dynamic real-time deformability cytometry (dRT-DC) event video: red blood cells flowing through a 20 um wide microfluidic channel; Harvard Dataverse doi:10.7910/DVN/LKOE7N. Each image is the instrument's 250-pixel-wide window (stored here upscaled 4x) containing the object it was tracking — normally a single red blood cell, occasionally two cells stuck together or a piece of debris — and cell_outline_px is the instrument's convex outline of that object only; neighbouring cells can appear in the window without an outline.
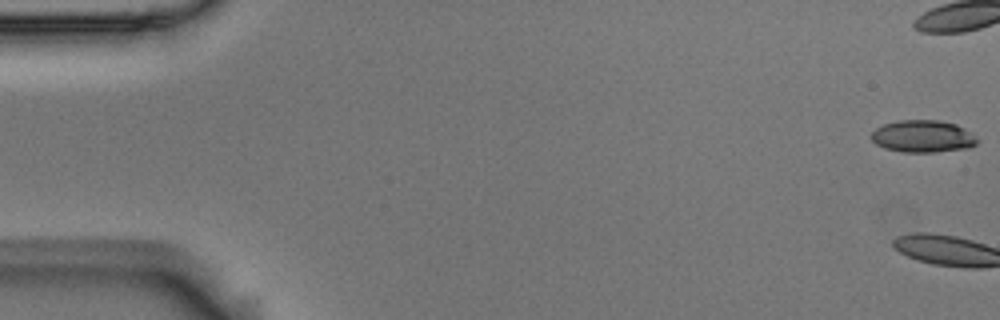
{"species": "Egyptian fruit bat (a non-hibernating species)", "species_latin": "Rousettus aegyptiacus", "temperature_condition": "room temperature", "stored_images_in_passage": 4, "camera_frame_rate_fps": 3000, "um_per_image_px": 0.085, "animal": {"sex": "male"}, "frame": {"image": 1, "passage_image": 1, "time_ms": 0.0, "image_size_px": [1000, 320], "cell_outline_px": [[980, 140], [976, 144], [968, 148], [936, 152], [904, 152], [884, 148], [876, 144], [872, 140], [872, 132], [876, 128], [884, 124], [900, 120], [940, 120], [956, 124], [964, 128], [976, 136]], "centroid_in_image_um": [78.47, 11.59], "position_along_channel_um": 6.5, "area_um2": 19.94}}